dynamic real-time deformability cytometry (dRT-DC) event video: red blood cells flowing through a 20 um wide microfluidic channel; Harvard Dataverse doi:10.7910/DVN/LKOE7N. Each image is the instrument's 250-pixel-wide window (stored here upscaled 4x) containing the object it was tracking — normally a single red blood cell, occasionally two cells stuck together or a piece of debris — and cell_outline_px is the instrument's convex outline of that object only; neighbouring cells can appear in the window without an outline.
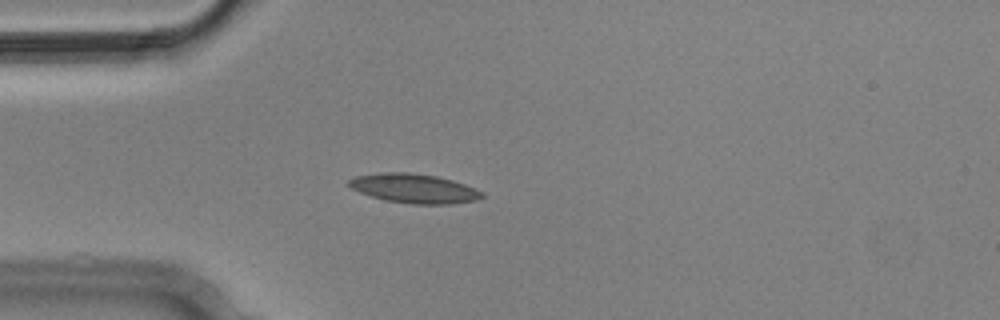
{"species": "Egyptian fruit bat (a non-hibernating species)", "species_latin": "Rousettus aegyptiacus", "temperature_condition": "cold", "stored_images_in_passage": 3, "camera_frame_rate_fps": 3000, "um_per_image_px": 0.085, "animal": {"sex": "male"}, "frame": {"image": 1, "passage_image": 2, "time_ms": 0.333, "image_size_px": [1000, 320], "cell_outline_px": [[484, 196], [476, 200], [452, 204], [412, 204], [384, 200], [360, 192], [352, 188], [348, 184], [348, 180], [356, 176], [380, 172], [408, 172], [436, 176], [452, 180], [464, 184], [484, 192]], "centroid_in_image_um": [35.21, 16.02], "position_along_channel_um": 49.8, "area_um2": 22.66}}